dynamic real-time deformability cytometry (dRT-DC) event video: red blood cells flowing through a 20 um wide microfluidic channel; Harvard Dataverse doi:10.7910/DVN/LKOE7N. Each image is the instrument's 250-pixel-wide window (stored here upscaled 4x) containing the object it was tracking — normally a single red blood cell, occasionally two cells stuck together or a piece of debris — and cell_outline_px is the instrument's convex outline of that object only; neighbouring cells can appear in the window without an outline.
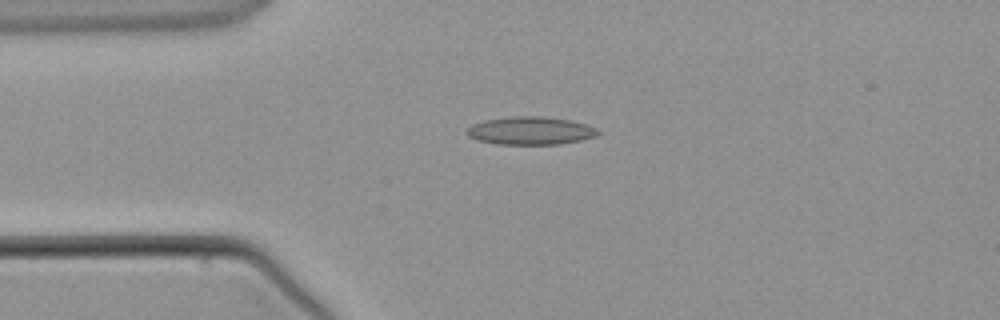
{"species": "common noctule bat (a hibernating species)", "species_latin": "Nyctalus noctula", "temperature_condition": "warm", "stored_images_in_passage": 2, "camera_frame_rate_fps": 3000, "um_per_image_px": 0.085, "animal": {"sex": "male", "body_mass_g": 21.5, "forearm_length_mm": 52.0}, "frame": {"image": 1, "passage_image": 1, "time_ms": 0.0, "image_size_px": [1000, 320], "cell_outline_px": [[600, 132], [596, 136], [580, 140], [560, 144], [496, 144], [476, 140], [468, 136], [464, 132], [472, 124], [484, 120], [512, 116], [544, 116], [572, 120], [588, 124], [596, 128]], "centroid_in_image_um": [45.08, 11.1], "position_along_channel_um": 39.9, "area_um2": 21.62}}